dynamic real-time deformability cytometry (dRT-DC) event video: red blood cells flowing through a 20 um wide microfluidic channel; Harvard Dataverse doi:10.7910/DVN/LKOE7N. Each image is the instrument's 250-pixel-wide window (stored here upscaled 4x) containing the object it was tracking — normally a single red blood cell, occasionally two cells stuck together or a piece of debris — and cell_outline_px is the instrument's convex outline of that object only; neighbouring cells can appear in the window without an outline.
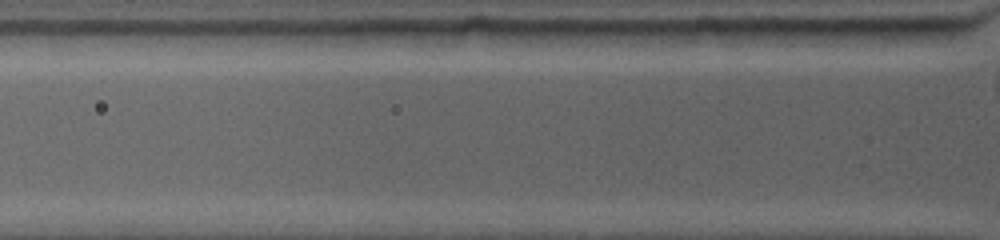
{"species": "common noctule bat (a hibernating species)", "species_latin": "Nyctalus noctula", "temperature_condition": "warm", "stored_images_in_passage": 2, "segment_of_instrument_passage": [2, 2], "camera_frame_rate_fps": 4500, "um_per_image_px": 0.085, "animal": {"sex": "female", "body_mass_g": 19.0, "forearm_length_mm": 53.3}, "frame": {"image": 1, "passage_image": 2, "time_ms": 0.222, "image_size_px": [1000, 240], "cell_outline_px": [[956, 32], [944, 44], [840, 44], [824, 32], [820, 28], [952, 28]], "centroid_in_image_um": [75.66, 3.03], "position_along_channel_um": 50.1, "area_um2": 14.05}}